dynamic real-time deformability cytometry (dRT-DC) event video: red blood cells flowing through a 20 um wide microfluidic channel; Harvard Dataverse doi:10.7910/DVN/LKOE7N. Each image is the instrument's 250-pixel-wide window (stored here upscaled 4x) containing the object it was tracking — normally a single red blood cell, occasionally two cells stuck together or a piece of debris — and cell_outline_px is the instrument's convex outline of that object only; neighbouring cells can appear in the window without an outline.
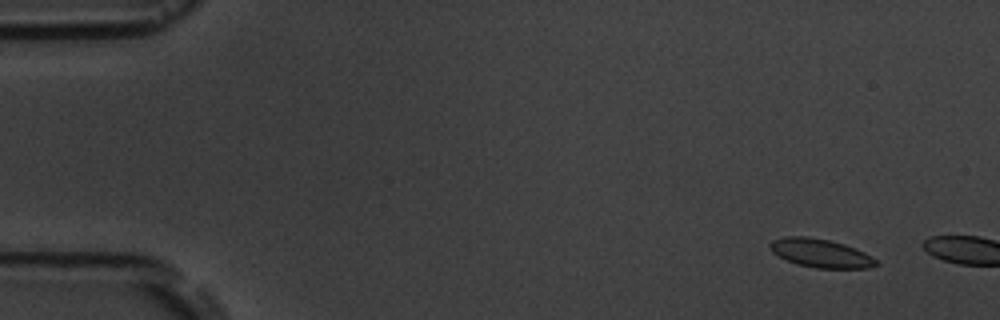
{"species": "common noctule bat (a hibernating species)", "species_latin": "Nyctalus noctula", "temperature_condition": "room temperature", "stored_images_in_passage": 2, "camera_frame_rate_fps": 3000, "um_per_image_px": 0.085, "animal": {"sex": "male", "body_mass_g": 19.5, "forearm_length_mm": 54.6}, "frame": {"image": 1, "passage_image": 1, "time_ms": 0.0, "image_size_px": [1000, 320], "cell_outline_px": [[880, 264], [868, 268], [816, 268], [796, 264], [772, 252], [768, 244], [772, 240], [784, 236], [808, 236], [828, 240], [844, 244], [864, 252], [872, 256]], "centroid_in_image_um": [69.75, 21.51], "position_along_channel_um": 15.3, "area_um2": 17.63}}